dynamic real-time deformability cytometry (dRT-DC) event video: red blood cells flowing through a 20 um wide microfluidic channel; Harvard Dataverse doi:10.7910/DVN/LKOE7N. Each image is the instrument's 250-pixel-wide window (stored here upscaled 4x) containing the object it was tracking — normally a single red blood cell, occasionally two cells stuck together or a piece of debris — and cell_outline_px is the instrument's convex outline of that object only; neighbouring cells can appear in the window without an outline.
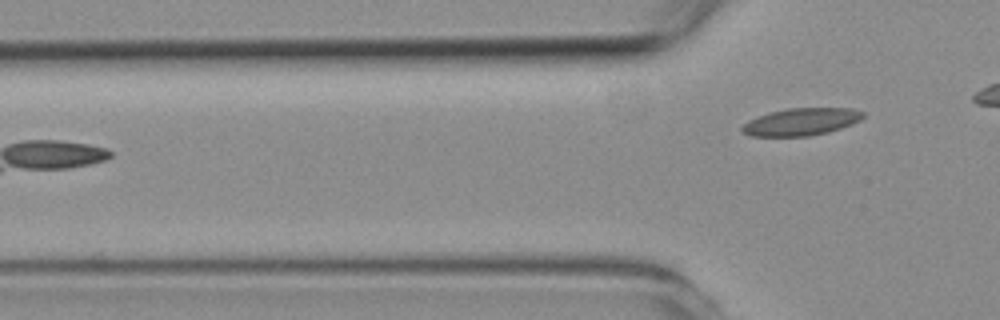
{"species": "common noctule bat (a hibernating species)", "species_latin": "Nyctalus noctula", "temperature_condition": "room temperature", "stored_images_in_passage": 5, "camera_frame_rate_fps": 3000, "um_per_image_px": 0.085, "animal": {"sex": "female", "body_mass_g": 19.3, "forearm_length_mm": 54.1}, "frame": {"image": 1, "passage_image": 5, "time_ms": 6.333, "image_size_px": [1000, 320], "cell_outline_px": [[864, 116], [860, 120], [852, 124], [828, 132], [808, 136], [752, 136], [744, 132], [740, 128], [748, 120], [756, 116], [768, 112], [788, 108], [852, 108], [864, 112]], "centroid_in_image_um": [68.09, 10.34], "position_along_channel_um": 57.7, "area_um2": 19.31}}